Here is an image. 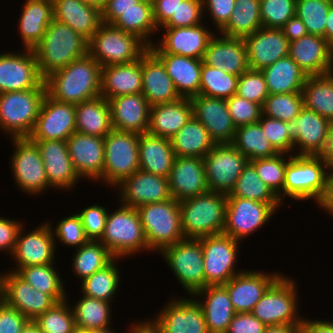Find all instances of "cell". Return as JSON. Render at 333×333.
<instances>
[{"label":"cell","instance_id":"cell-1","mask_svg":"<svg viewBox=\"0 0 333 333\" xmlns=\"http://www.w3.org/2000/svg\"><path fill=\"white\" fill-rule=\"evenodd\" d=\"M44 83L48 96L76 105L100 96L101 66L87 54L49 74Z\"/></svg>","mask_w":333,"mask_h":333},{"label":"cell","instance_id":"cell-2","mask_svg":"<svg viewBox=\"0 0 333 333\" xmlns=\"http://www.w3.org/2000/svg\"><path fill=\"white\" fill-rule=\"evenodd\" d=\"M40 75L54 71L88 54V40L67 24L55 19L48 25L42 40L33 48Z\"/></svg>","mask_w":333,"mask_h":333},{"label":"cell","instance_id":"cell-3","mask_svg":"<svg viewBox=\"0 0 333 333\" xmlns=\"http://www.w3.org/2000/svg\"><path fill=\"white\" fill-rule=\"evenodd\" d=\"M329 169L320 155H292L285 169L283 199H314L321 206L328 194Z\"/></svg>","mask_w":333,"mask_h":333},{"label":"cell","instance_id":"cell-4","mask_svg":"<svg viewBox=\"0 0 333 333\" xmlns=\"http://www.w3.org/2000/svg\"><path fill=\"white\" fill-rule=\"evenodd\" d=\"M179 206L185 238L198 239L223 233L227 195L207 191L179 201Z\"/></svg>","mask_w":333,"mask_h":333},{"label":"cell","instance_id":"cell-5","mask_svg":"<svg viewBox=\"0 0 333 333\" xmlns=\"http://www.w3.org/2000/svg\"><path fill=\"white\" fill-rule=\"evenodd\" d=\"M149 49L137 35L102 23L88 40V54L101 68L134 62Z\"/></svg>","mask_w":333,"mask_h":333},{"label":"cell","instance_id":"cell-6","mask_svg":"<svg viewBox=\"0 0 333 333\" xmlns=\"http://www.w3.org/2000/svg\"><path fill=\"white\" fill-rule=\"evenodd\" d=\"M118 260L143 250H149L136 208L121 203L119 209L108 213L103 236L99 240Z\"/></svg>","mask_w":333,"mask_h":333},{"label":"cell","instance_id":"cell-7","mask_svg":"<svg viewBox=\"0 0 333 333\" xmlns=\"http://www.w3.org/2000/svg\"><path fill=\"white\" fill-rule=\"evenodd\" d=\"M142 223L149 250L159 253L183 239L179 201L144 204L136 208Z\"/></svg>","mask_w":333,"mask_h":333},{"label":"cell","instance_id":"cell-8","mask_svg":"<svg viewBox=\"0 0 333 333\" xmlns=\"http://www.w3.org/2000/svg\"><path fill=\"white\" fill-rule=\"evenodd\" d=\"M45 95L46 88L0 93V131L10 138L29 137Z\"/></svg>","mask_w":333,"mask_h":333},{"label":"cell","instance_id":"cell-9","mask_svg":"<svg viewBox=\"0 0 333 333\" xmlns=\"http://www.w3.org/2000/svg\"><path fill=\"white\" fill-rule=\"evenodd\" d=\"M296 284L283 274L267 289L251 313L266 326L296 325L299 328L303 317L298 314Z\"/></svg>","mask_w":333,"mask_h":333},{"label":"cell","instance_id":"cell-10","mask_svg":"<svg viewBox=\"0 0 333 333\" xmlns=\"http://www.w3.org/2000/svg\"><path fill=\"white\" fill-rule=\"evenodd\" d=\"M139 135L112 129L104 137L103 182L111 188L139 170Z\"/></svg>","mask_w":333,"mask_h":333},{"label":"cell","instance_id":"cell-11","mask_svg":"<svg viewBox=\"0 0 333 333\" xmlns=\"http://www.w3.org/2000/svg\"><path fill=\"white\" fill-rule=\"evenodd\" d=\"M160 253L187 295L192 297L205 288L203 248L199 239L185 238Z\"/></svg>","mask_w":333,"mask_h":333},{"label":"cell","instance_id":"cell-12","mask_svg":"<svg viewBox=\"0 0 333 333\" xmlns=\"http://www.w3.org/2000/svg\"><path fill=\"white\" fill-rule=\"evenodd\" d=\"M248 162L232 143L215 144L203 158L209 191L230 194Z\"/></svg>","mask_w":333,"mask_h":333},{"label":"cell","instance_id":"cell-13","mask_svg":"<svg viewBox=\"0 0 333 333\" xmlns=\"http://www.w3.org/2000/svg\"><path fill=\"white\" fill-rule=\"evenodd\" d=\"M203 248L205 287L224 285L241 271L235 270L239 242L224 233L198 238Z\"/></svg>","mask_w":333,"mask_h":333},{"label":"cell","instance_id":"cell-14","mask_svg":"<svg viewBox=\"0 0 333 333\" xmlns=\"http://www.w3.org/2000/svg\"><path fill=\"white\" fill-rule=\"evenodd\" d=\"M281 205L283 204L257 202L228 194L223 233L237 241H243V238L263 227Z\"/></svg>","mask_w":333,"mask_h":333},{"label":"cell","instance_id":"cell-15","mask_svg":"<svg viewBox=\"0 0 333 333\" xmlns=\"http://www.w3.org/2000/svg\"><path fill=\"white\" fill-rule=\"evenodd\" d=\"M15 151L11 171L18 188L29 195L43 194L50 188L37 143L29 137L12 138Z\"/></svg>","mask_w":333,"mask_h":333},{"label":"cell","instance_id":"cell-16","mask_svg":"<svg viewBox=\"0 0 333 333\" xmlns=\"http://www.w3.org/2000/svg\"><path fill=\"white\" fill-rule=\"evenodd\" d=\"M0 299L28 320H35L57 303L51 295L36 290L13 271L0 276Z\"/></svg>","mask_w":333,"mask_h":333},{"label":"cell","instance_id":"cell-17","mask_svg":"<svg viewBox=\"0 0 333 333\" xmlns=\"http://www.w3.org/2000/svg\"><path fill=\"white\" fill-rule=\"evenodd\" d=\"M32 88H46L44 78L39 73L35 52L24 49L16 53L0 54V93Z\"/></svg>","mask_w":333,"mask_h":333},{"label":"cell","instance_id":"cell-18","mask_svg":"<svg viewBox=\"0 0 333 333\" xmlns=\"http://www.w3.org/2000/svg\"><path fill=\"white\" fill-rule=\"evenodd\" d=\"M173 298L152 320L160 333H209L202 307L195 297Z\"/></svg>","mask_w":333,"mask_h":333},{"label":"cell","instance_id":"cell-19","mask_svg":"<svg viewBox=\"0 0 333 333\" xmlns=\"http://www.w3.org/2000/svg\"><path fill=\"white\" fill-rule=\"evenodd\" d=\"M75 131V105L56 101L46 94L29 138L67 141Z\"/></svg>","mask_w":333,"mask_h":333},{"label":"cell","instance_id":"cell-20","mask_svg":"<svg viewBox=\"0 0 333 333\" xmlns=\"http://www.w3.org/2000/svg\"><path fill=\"white\" fill-rule=\"evenodd\" d=\"M51 224L46 221L45 224L37 226L36 229L27 232V234L22 232L23 225L20 227L15 249L11 255L16 261V268L10 271L16 272L25 266L55 263L57 243L53 237Z\"/></svg>","mask_w":333,"mask_h":333},{"label":"cell","instance_id":"cell-21","mask_svg":"<svg viewBox=\"0 0 333 333\" xmlns=\"http://www.w3.org/2000/svg\"><path fill=\"white\" fill-rule=\"evenodd\" d=\"M204 24L190 27L164 28L161 41L149 46L153 53H168L203 60L209 42L215 34ZM159 45V46H158Z\"/></svg>","mask_w":333,"mask_h":333},{"label":"cell","instance_id":"cell-22","mask_svg":"<svg viewBox=\"0 0 333 333\" xmlns=\"http://www.w3.org/2000/svg\"><path fill=\"white\" fill-rule=\"evenodd\" d=\"M329 125V120L303 107L292 122H286V130L294 141L293 151L299 148L298 155H321L327 144Z\"/></svg>","mask_w":333,"mask_h":333},{"label":"cell","instance_id":"cell-23","mask_svg":"<svg viewBox=\"0 0 333 333\" xmlns=\"http://www.w3.org/2000/svg\"><path fill=\"white\" fill-rule=\"evenodd\" d=\"M117 187L121 189L120 202L133 208L172 199L167 178L140 169L122 180Z\"/></svg>","mask_w":333,"mask_h":333},{"label":"cell","instance_id":"cell-24","mask_svg":"<svg viewBox=\"0 0 333 333\" xmlns=\"http://www.w3.org/2000/svg\"><path fill=\"white\" fill-rule=\"evenodd\" d=\"M191 99L193 116L208 130L215 144L232 143L236 127L225 99L197 95Z\"/></svg>","mask_w":333,"mask_h":333},{"label":"cell","instance_id":"cell-25","mask_svg":"<svg viewBox=\"0 0 333 333\" xmlns=\"http://www.w3.org/2000/svg\"><path fill=\"white\" fill-rule=\"evenodd\" d=\"M243 40L249 69L261 71L278 59L289 56V41L282 29L261 27Z\"/></svg>","mask_w":333,"mask_h":333},{"label":"cell","instance_id":"cell-26","mask_svg":"<svg viewBox=\"0 0 333 333\" xmlns=\"http://www.w3.org/2000/svg\"><path fill=\"white\" fill-rule=\"evenodd\" d=\"M73 167L80 178L103 181L104 138L74 132L66 141Z\"/></svg>","mask_w":333,"mask_h":333},{"label":"cell","instance_id":"cell-27","mask_svg":"<svg viewBox=\"0 0 333 333\" xmlns=\"http://www.w3.org/2000/svg\"><path fill=\"white\" fill-rule=\"evenodd\" d=\"M279 273H265L244 270L232 277L224 286L236 313L251 312L267 289L281 276Z\"/></svg>","mask_w":333,"mask_h":333},{"label":"cell","instance_id":"cell-28","mask_svg":"<svg viewBox=\"0 0 333 333\" xmlns=\"http://www.w3.org/2000/svg\"><path fill=\"white\" fill-rule=\"evenodd\" d=\"M37 143L45 173L51 188L68 190L75 187L79 175L76 173L68 153L66 141L32 140ZM63 188V189H62Z\"/></svg>","mask_w":333,"mask_h":333},{"label":"cell","instance_id":"cell-29","mask_svg":"<svg viewBox=\"0 0 333 333\" xmlns=\"http://www.w3.org/2000/svg\"><path fill=\"white\" fill-rule=\"evenodd\" d=\"M289 56L307 76L333 72L331 44L324 37L307 34L290 42Z\"/></svg>","mask_w":333,"mask_h":333},{"label":"cell","instance_id":"cell-30","mask_svg":"<svg viewBox=\"0 0 333 333\" xmlns=\"http://www.w3.org/2000/svg\"><path fill=\"white\" fill-rule=\"evenodd\" d=\"M167 179L171 196L177 201L209 191L203 158L175 157Z\"/></svg>","mask_w":333,"mask_h":333},{"label":"cell","instance_id":"cell-31","mask_svg":"<svg viewBox=\"0 0 333 333\" xmlns=\"http://www.w3.org/2000/svg\"><path fill=\"white\" fill-rule=\"evenodd\" d=\"M108 103L113 129L137 134L147 132L151 106L142 93L120 95Z\"/></svg>","mask_w":333,"mask_h":333},{"label":"cell","instance_id":"cell-32","mask_svg":"<svg viewBox=\"0 0 333 333\" xmlns=\"http://www.w3.org/2000/svg\"><path fill=\"white\" fill-rule=\"evenodd\" d=\"M219 35H214L209 42L203 62L228 74L240 76L249 69L243 38Z\"/></svg>","mask_w":333,"mask_h":333},{"label":"cell","instance_id":"cell-33","mask_svg":"<svg viewBox=\"0 0 333 333\" xmlns=\"http://www.w3.org/2000/svg\"><path fill=\"white\" fill-rule=\"evenodd\" d=\"M150 106L173 102L181 97L163 62L148 49L142 55V92Z\"/></svg>","mask_w":333,"mask_h":333},{"label":"cell","instance_id":"cell-34","mask_svg":"<svg viewBox=\"0 0 333 333\" xmlns=\"http://www.w3.org/2000/svg\"><path fill=\"white\" fill-rule=\"evenodd\" d=\"M198 296L204 299L201 300ZM192 297L199 299L196 300L202 307L209 333H226L236 314L226 287L209 285Z\"/></svg>","mask_w":333,"mask_h":333},{"label":"cell","instance_id":"cell-35","mask_svg":"<svg viewBox=\"0 0 333 333\" xmlns=\"http://www.w3.org/2000/svg\"><path fill=\"white\" fill-rule=\"evenodd\" d=\"M142 92V56L128 64L108 65L101 68V92L107 100Z\"/></svg>","mask_w":333,"mask_h":333},{"label":"cell","instance_id":"cell-36","mask_svg":"<svg viewBox=\"0 0 333 333\" xmlns=\"http://www.w3.org/2000/svg\"><path fill=\"white\" fill-rule=\"evenodd\" d=\"M53 17L89 40L102 24L101 11L83 0H52Z\"/></svg>","mask_w":333,"mask_h":333},{"label":"cell","instance_id":"cell-37","mask_svg":"<svg viewBox=\"0 0 333 333\" xmlns=\"http://www.w3.org/2000/svg\"><path fill=\"white\" fill-rule=\"evenodd\" d=\"M193 116L190 98L181 97L173 102L150 107L147 132L164 138H172Z\"/></svg>","mask_w":333,"mask_h":333},{"label":"cell","instance_id":"cell-38","mask_svg":"<svg viewBox=\"0 0 333 333\" xmlns=\"http://www.w3.org/2000/svg\"><path fill=\"white\" fill-rule=\"evenodd\" d=\"M164 64L180 97L199 95L203 60L168 53H154Z\"/></svg>","mask_w":333,"mask_h":333},{"label":"cell","instance_id":"cell-39","mask_svg":"<svg viewBox=\"0 0 333 333\" xmlns=\"http://www.w3.org/2000/svg\"><path fill=\"white\" fill-rule=\"evenodd\" d=\"M138 154L140 170L168 178L176 157L169 138L140 134Z\"/></svg>","mask_w":333,"mask_h":333},{"label":"cell","instance_id":"cell-40","mask_svg":"<svg viewBox=\"0 0 333 333\" xmlns=\"http://www.w3.org/2000/svg\"><path fill=\"white\" fill-rule=\"evenodd\" d=\"M19 18V35L24 49H32L42 40L54 19L52 0H26Z\"/></svg>","mask_w":333,"mask_h":333},{"label":"cell","instance_id":"cell-41","mask_svg":"<svg viewBox=\"0 0 333 333\" xmlns=\"http://www.w3.org/2000/svg\"><path fill=\"white\" fill-rule=\"evenodd\" d=\"M76 132L104 138L112 129L111 110L103 96L75 105Z\"/></svg>","mask_w":333,"mask_h":333},{"label":"cell","instance_id":"cell-42","mask_svg":"<svg viewBox=\"0 0 333 333\" xmlns=\"http://www.w3.org/2000/svg\"><path fill=\"white\" fill-rule=\"evenodd\" d=\"M261 72L269 94L302 92L308 77L290 56L278 59Z\"/></svg>","mask_w":333,"mask_h":333},{"label":"cell","instance_id":"cell-43","mask_svg":"<svg viewBox=\"0 0 333 333\" xmlns=\"http://www.w3.org/2000/svg\"><path fill=\"white\" fill-rule=\"evenodd\" d=\"M170 141L176 157L204 158L215 146L208 130L194 116L170 138Z\"/></svg>","mask_w":333,"mask_h":333},{"label":"cell","instance_id":"cell-44","mask_svg":"<svg viewBox=\"0 0 333 333\" xmlns=\"http://www.w3.org/2000/svg\"><path fill=\"white\" fill-rule=\"evenodd\" d=\"M304 107L333 121V72L308 76L302 88Z\"/></svg>","mask_w":333,"mask_h":333},{"label":"cell","instance_id":"cell-45","mask_svg":"<svg viewBox=\"0 0 333 333\" xmlns=\"http://www.w3.org/2000/svg\"><path fill=\"white\" fill-rule=\"evenodd\" d=\"M112 25L137 35L148 46L154 44L149 37L159 31L153 20L152 1L149 0H140L134 7L124 10Z\"/></svg>","mask_w":333,"mask_h":333},{"label":"cell","instance_id":"cell-46","mask_svg":"<svg viewBox=\"0 0 333 333\" xmlns=\"http://www.w3.org/2000/svg\"><path fill=\"white\" fill-rule=\"evenodd\" d=\"M261 27L260 0H235L230 18L219 32L228 37L243 38Z\"/></svg>","mask_w":333,"mask_h":333},{"label":"cell","instance_id":"cell-47","mask_svg":"<svg viewBox=\"0 0 333 333\" xmlns=\"http://www.w3.org/2000/svg\"><path fill=\"white\" fill-rule=\"evenodd\" d=\"M232 144L245 155L249 161L271 158L279 154L266 138L259 122L236 128Z\"/></svg>","mask_w":333,"mask_h":333},{"label":"cell","instance_id":"cell-48","mask_svg":"<svg viewBox=\"0 0 333 333\" xmlns=\"http://www.w3.org/2000/svg\"><path fill=\"white\" fill-rule=\"evenodd\" d=\"M54 263L45 265L25 266L15 273L42 293L51 295L57 302L66 299L67 294L59 272L55 270Z\"/></svg>","mask_w":333,"mask_h":333},{"label":"cell","instance_id":"cell-49","mask_svg":"<svg viewBox=\"0 0 333 333\" xmlns=\"http://www.w3.org/2000/svg\"><path fill=\"white\" fill-rule=\"evenodd\" d=\"M82 296L72 306L76 327L86 331L111 327V302Z\"/></svg>","mask_w":333,"mask_h":333},{"label":"cell","instance_id":"cell-50","mask_svg":"<svg viewBox=\"0 0 333 333\" xmlns=\"http://www.w3.org/2000/svg\"><path fill=\"white\" fill-rule=\"evenodd\" d=\"M115 257L99 240H88L77 248L74 254L72 269L83 281L96 271L104 269Z\"/></svg>","mask_w":333,"mask_h":333},{"label":"cell","instance_id":"cell-51","mask_svg":"<svg viewBox=\"0 0 333 333\" xmlns=\"http://www.w3.org/2000/svg\"><path fill=\"white\" fill-rule=\"evenodd\" d=\"M116 258L104 269L96 271L81 283L83 295L112 302L120 284V272Z\"/></svg>","mask_w":333,"mask_h":333},{"label":"cell","instance_id":"cell-52","mask_svg":"<svg viewBox=\"0 0 333 333\" xmlns=\"http://www.w3.org/2000/svg\"><path fill=\"white\" fill-rule=\"evenodd\" d=\"M234 197L263 203H281L279 197L259 177L254 166L248 162L230 193Z\"/></svg>","mask_w":333,"mask_h":333},{"label":"cell","instance_id":"cell-53","mask_svg":"<svg viewBox=\"0 0 333 333\" xmlns=\"http://www.w3.org/2000/svg\"><path fill=\"white\" fill-rule=\"evenodd\" d=\"M239 76L202 63L199 94L227 100L237 92Z\"/></svg>","mask_w":333,"mask_h":333},{"label":"cell","instance_id":"cell-54","mask_svg":"<svg viewBox=\"0 0 333 333\" xmlns=\"http://www.w3.org/2000/svg\"><path fill=\"white\" fill-rule=\"evenodd\" d=\"M286 155H289L287 157L288 159H286ZM291 157V154L279 153L278 155L271 158L255 159L249 161L254 166L259 177L279 197L281 203L283 196V186L285 182V169Z\"/></svg>","mask_w":333,"mask_h":333},{"label":"cell","instance_id":"cell-55","mask_svg":"<svg viewBox=\"0 0 333 333\" xmlns=\"http://www.w3.org/2000/svg\"><path fill=\"white\" fill-rule=\"evenodd\" d=\"M66 301L55 303L34 320L43 333H72L77 328L72 306Z\"/></svg>","mask_w":333,"mask_h":333},{"label":"cell","instance_id":"cell-56","mask_svg":"<svg viewBox=\"0 0 333 333\" xmlns=\"http://www.w3.org/2000/svg\"><path fill=\"white\" fill-rule=\"evenodd\" d=\"M304 107L302 92L269 94L262 106V115L292 122Z\"/></svg>","mask_w":333,"mask_h":333},{"label":"cell","instance_id":"cell-57","mask_svg":"<svg viewBox=\"0 0 333 333\" xmlns=\"http://www.w3.org/2000/svg\"><path fill=\"white\" fill-rule=\"evenodd\" d=\"M332 0H296V15L302 20L308 34L325 38L327 14Z\"/></svg>","mask_w":333,"mask_h":333},{"label":"cell","instance_id":"cell-58","mask_svg":"<svg viewBox=\"0 0 333 333\" xmlns=\"http://www.w3.org/2000/svg\"><path fill=\"white\" fill-rule=\"evenodd\" d=\"M296 15V0H260L263 27L281 29Z\"/></svg>","mask_w":333,"mask_h":333},{"label":"cell","instance_id":"cell-59","mask_svg":"<svg viewBox=\"0 0 333 333\" xmlns=\"http://www.w3.org/2000/svg\"><path fill=\"white\" fill-rule=\"evenodd\" d=\"M236 94L263 106L269 95L263 73L253 69L243 72L238 78Z\"/></svg>","mask_w":333,"mask_h":333},{"label":"cell","instance_id":"cell-60","mask_svg":"<svg viewBox=\"0 0 333 333\" xmlns=\"http://www.w3.org/2000/svg\"><path fill=\"white\" fill-rule=\"evenodd\" d=\"M203 0H178V6L171 18L160 28L190 27L202 23ZM203 18V19H202Z\"/></svg>","mask_w":333,"mask_h":333},{"label":"cell","instance_id":"cell-61","mask_svg":"<svg viewBox=\"0 0 333 333\" xmlns=\"http://www.w3.org/2000/svg\"><path fill=\"white\" fill-rule=\"evenodd\" d=\"M56 226L55 230L51 226L53 237L56 242L57 237L58 241H61L62 244L68 247H76L77 249L89 240L85 235L81 218L77 213L64 217Z\"/></svg>","mask_w":333,"mask_h":333},{"label":"cell","instance_id":"cell-62","mask_svg":"<svg viewBox=\"0 0 333 333\" xmlns=\"http://www.w3.org/2000/svg\"><path fill=\"white\" fill-rule=\"evenodd\" d=\"M226 101L232 122L236 128L256 123L260 120L262 115V106L260 104L240 97L237 94L229 97Z\"/></svg>","mask_w":333,"mask_h":333},{"label":"cell","instance_id":"cell-63","mask_svg":"<svg viewBox=\"0 0 333 333\" xmlns=\"http://www.w3.org/2000/svg\"><path fill=\"white\" fill-rule=\"evenodd\" d=\"M258 122L266 138L279 153L293 154L294 141L286 130V122L265 115H261Z\"/></svg>","mask_w":333,"mask_h":333},{"label":"cell","instance_id":"cell-64","mask_svg":"<svg viewBox=\"0 0 333 333\" xmlns=\"http://www.w3.org/2000/svg\"><path fill=\"white\" fill-rule=\"evenodd\" d=\"M78 215L81 218L84 232L89 240H100L105 230L108 211L96 204L87 206Z\"/></svg>","mask_w":333,"mask_h":333},{"label":"cell","instance_id":"cell-65","mask_svg":"<svg viewBox=\"0 0 333 333\" xmlns=\"http://www.w3.org/2000/svg\"><path fill=\"white\" fill-rule=\"evenodd\" d=\"M29 320L0 299V333H21Z\"/></svg>","mask_w":333,"mask_h":333},{"label":"cell","instance_id":"cell-66","mask_svg":"<svg viewBox=\"0 0 333 333\" xmlns=\"http://www.w3.org/2000/svg\"><path fill=\"white\" fill-rule=\"evenodd\" d=\"M235 7V0H203V12L207 11L213 19L216 31L220 30L229 20Z\"/></svg>","mask_w":333,"mask_h":333},{"label":"cell","instance_id":"cell-67","mask_svg":"<svg viewBox=\"0 0 333 333\" xmlns=\"http://www.w3.org/2000/svg\"><path fill=\"white\" fill-rule=\"evenodd\" d=\"M265 328L251 312L236 313L226 333H264Z\"/></svg>","mask_w":333,"mask_h":333},{"label":"cell","instance_id":"cell-68","mask_svg":"<svg viewBox=\"0 0 333 333\" xmlns=\"http://www.w3.org/2000/svg\"><path fill=\"white\" fill-rule=\"evenodd\" d=\"M22 223L14 219L0 216V252L5 251L11 256L16 245V238Z\"/></svg>","mask_w":333,"mask_h":333},{"label":"cell","instance_id":"cell-69","mask_svg":"<svg viewBox=\"0 0 333 333\" xmlns=\"http://www.w3.org/2000/svg\"><path fill=\"white\" fill-rule=\"evenodd\" d=\"M140 0H107L101 10L102 23L112 24L124 10L134 7Z\"/></svg>","mask_w":333,"mask_h":333},{"label":"cell","instance_id":"cell-70","mask_svg":"<svg viewBox=\"0 0 333 333\" xmlns=\"http://www.w3.org/2000/svg\"><path fill=\"white\" fill-rule=\"evenodd\" d=\"M153 20L158 30L171 18L178 6V0H151Z\"/></svg>","mask_w":333,"mask_h":333},{"label":"cell","instance_id":"cell-71","mask_svg":"<svg viewBox=\"0 0 333 333\" xmlns=\"http://www.w3.org/2000/svg\"><path fill=\"white\" fill-rule=\"evenodd\" d=\"M281 29L289 43L308 34L307 28L297 15L291 17Z\"/></svg>","mask_w":333,"mask_h":333},{"label":"cell","instance_id":"cell-72","mask_svg":"<svg viewBox=\"0 0 333 333\" xmlns=\"http://www.w3.org/2000/svg\"><path fill=\"white\" fill-rule=\"evenodd\" d=\"M300 333H333V322L305 318L301 324Z\"/></svg>","mask_w":333,"mask_h":333},{"label":"cell","instance_id":"cell-73","mask_svg":"<svg viewBox=\"0 0 333 333\" xmlns=\"http://www.w3.org/2000/svg\"><path fill=\"white\" fill-rule=\"evenodd\" d=\"M327 163L329 172H333V121L330 122L325 150L320 155Z\"/></svg>","mask_w":333,"mask_h":333},{"label":"cell","instance_id":"cell-74","mask_svg":"<svg viewBox=\"0 0 333 333\" xmlns=\"http://www.w3.org/2000/svg\"><path fill=\"white\" fill-rule=\"evenodd\" d=\"M264 333H300V328L296 325H272L266 326Z\"/></svg>","mask_w":333,"mask_h":333},{"label":"cell","instance_id":"cell-75","mask_svg":"<svg viewBox=\"0 0 333 333\" xmlns=\"http://www.w3.org/2000/svg\"><path fill=\"white\" fill-rule=\"evenodd\" d=\"M323 211L333 216V172L329 175L328 194L324 202L320 206Z\"/></svg>","mask_w":333,"mask_h":333},{"label":"cell","instance_id":"cell-76","mask_svg":"<svg viewBox=\"0 0 333 333\" xmlns=\"http://www.w3.org/2000/svg\"><path fill=\"white\" fill-rule=\"evenodd\" d=\"M129 333H160L152 323L148 321H142L141 323H134L130 326Z\"/></svg>","mask_w":333,"mask_h":333},{"label":"cell","instance_id":"cell-77","mask_svg":"<svg viewBox=\"0 0 333 333\" xmlns=\"http://www.w3.org/2000/svg\"><path fill=\"white\" fill-rule=\"evenodd\" d=\"M325 39L332 44L333 43V4L329 8L327 14L326 26H325Z\"/></svg>","mask_w":333,"mask_h":333},{"label":"cell","instance_id":"cell-78","mask_svg":"<svg viewBox=\"0 0 333 333\" xmlns=\"http://www.w3.org/2000/svg\"><path fill=\"white\" fill-rule=\"evenodd\" d=\"M21 333H43L34 320H29L23 327Z\"/></svg>","mask_w":333,"mask_h":333},{"label":"cell","instance_id":"cell-79","mask_svg":"<svg viewBox=\"0 0 333 333\" xmlns=\"http://www.w3.org/2000/svg\"><path fill=\"white\" fill-rule=\"evenodd\" d=\"M85 3L98 8L100 11L106 5L107 0H83Z\"/></svg>","mask_w":333,"mask_h":333},{"label":"cell","instance_id":"cell-80","mask_svg":"<svg viewBox=\"0 0 333 333\" xmlns=\"http://www.w3.org/2000/svg\"><path fill=\"white\" fill-rule=\"evenodd\" d=\"M87 333H114V330H111V328L108 327L105 329L89 330V331H87Z\"/></svg>","mask_w":333,"mask_h":333}]
</instances>
